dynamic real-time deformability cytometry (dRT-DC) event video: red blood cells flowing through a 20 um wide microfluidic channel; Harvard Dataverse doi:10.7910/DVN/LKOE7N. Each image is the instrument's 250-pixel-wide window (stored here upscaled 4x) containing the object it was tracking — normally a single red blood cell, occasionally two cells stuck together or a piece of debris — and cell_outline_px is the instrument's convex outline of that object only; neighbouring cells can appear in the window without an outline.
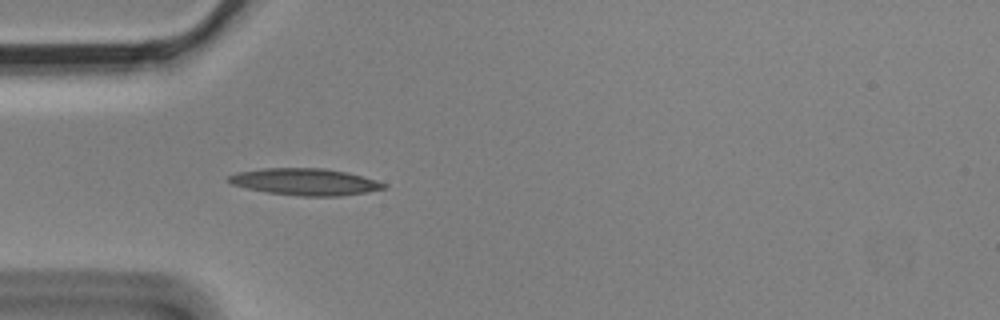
{"species": "Egyptian fruit bat (a non-hibernating species)", "species_latin": "Rousettus aegyptiacus", "temperature_condition": "cold", "stored_images_in_passage": 4, "camera_frame_rate_fps": 3000, "um_per_image_px": 0.085, "animal": {"sex": "male"}, "frame": {"image": 1, "passage_image": 4, "time_ms": 1.0, "image_size_px": [1000, 320], "cell_outline_px": [[388, 184], [384, 188], [364, 192], [340, 196], [304, 196], [268, 192], [248, 188], [232, 184], [228, 180], [228, 176], [236, 172], [264, 168], [324, 168], [348, 172], [376, 180]], "centroid_in_image_um": [25.94, 15.44], "position_along_channel_um": 59.1, "area_um2": 23.99}}